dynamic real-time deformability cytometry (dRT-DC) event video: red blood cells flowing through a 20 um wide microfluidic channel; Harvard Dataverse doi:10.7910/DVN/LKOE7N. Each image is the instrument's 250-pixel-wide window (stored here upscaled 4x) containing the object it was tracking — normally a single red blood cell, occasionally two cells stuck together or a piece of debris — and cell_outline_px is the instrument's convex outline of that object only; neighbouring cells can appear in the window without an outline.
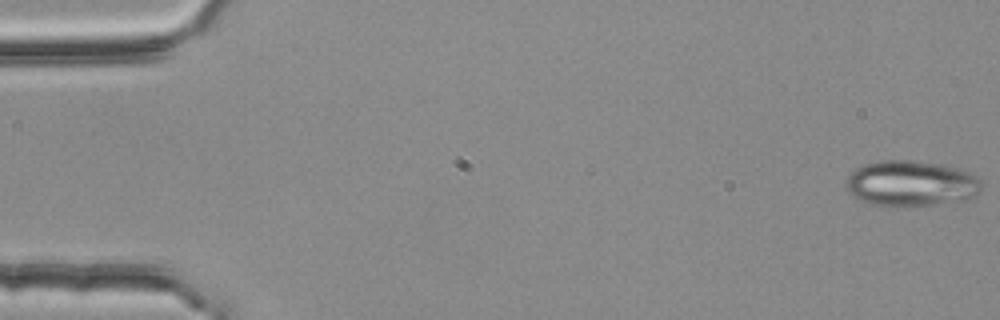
{"species": "common noctule bat (a hibernating species)", "species_latin": "Nyctalus noctula", "temperature_condition": "room temperature", "stored_images_in_passage": 4, "camera_frame_rate_fps": 3000, "um_per_image_px": 0.085, "animal": {"sex": "female", "body_mass_g": 25.1}, "frame": {"image": 1, "passage_image": 1, "time_ms": 0.0, "image_size_px": [1000, 320], "cell_outline_px": [[980, 192], [976, 196], [964, 200], [936, 204], [868, 204], [848, 192], [844, 184], [844, 180], [856, 168], [864, 164], [880, 160], [908, 160], [940, 164], [960, 168], [976, 176], [980, 180]], "centroid_in_image_um": [77.43, 15.56], "position_along_channel_um": 7.6, "area_um2": 35.66}}